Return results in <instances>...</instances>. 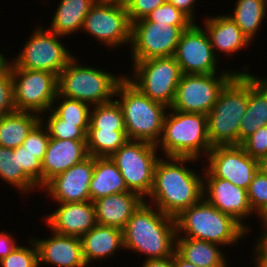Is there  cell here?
<instances>
[{
  "label": "cell",
  "mask_w": 267,
  "mask_h": 267,
  "mask_svg": "<svg viewBox=\"0 0 267 267\" xmlns=\"http://www.w3.org/2000/svg\"><path fill=\"white\" fill-rule=\"evenodd\" d=\"M197 161L190 157H160L155 165L154 184L147 203L174 218L198 203L203 198V176L186 166Z\"/></svg>",
  "instance_id": "obj_1"
},
{
  "label": "cell",
  "mask_w": 267,
  "mask_h": 267,
  "mask_svg": "<svg viewBox=\"0 0 267 267\" xmlns=\"http://www.w3.org/2000/svg\"><path fill=\"white\" fill-rule=\"evenodd\" d=\"M174 217L144 201L123 229L124 249L145 255L146 259L173 256L176 249ZM141 253V254H140Z\"/></svg>",
  "instance_id": "obj_2"
},
{
  "label": "cell",
  "mask_w": 267,
  "mask_h": 267,
  "mask_svg": "<svg viewBox=\"0 0 267 267\" xmlns=\"http://www.w3.org/2000/svg\"><path fill=\"white\" fill-rule=\"evenodd\" d=\"M174 219L177 237L204 240L219 244L221 248L236 246L250 233L234 217L221 212L204 198L182 210Z\"/></svg>",
  "instance_id": "obj_3"
},
{
  "label": "cell",
  "mask_w": 267,
  "mask_h": 267,
  "mask_svg": "<svg viewBox=\"0 0 267 267\" xmlns=\"http://www.w3.org/2000/svg\"><path fill=\"white\" fill-rule=\"evenodd\" d=\"M115 97H119L115 100L123 111L128 140L157 145L162 136L164 118L169 108L145 96L126 77L117 85Z\"/></svg>",
  "instance_id": "obj_4"
},
{
  "label": "cell",
  "mask_w": 267,
  "mask_h": 267,
  "mask_svg": "<svg viewBox=\"0 0 267 267\" xmlns=\"http://www.w3.org/2000/svg\"><path fill=\"white\" fill-rule=\"evenodd\" d=\"M248 106V73H236L207 114L211 147L239 145V127Z\"/></svg>",
  "instance_id": "obj_5"
},
{
  "label": "cell",
  "mask_w": 267,
  "mask_h": 267,
  "mask_svg": "<svg viewBox=\"0 0 267 267\" xmlns=\"http://www.w3.org/2000/svg\"><path fill=\"white\" fill-rule=\"evenodd\" d=\"M163 156L202 159L212 147L208 138L207 115L168 109L162 136L156 145Z\"/></svg>",
  "instance_id": "obj_6"
},
{
  "label": "cell",
  "mask_w": 267,
  "mask_h": 267,
  "mask_svg": "<svg viewBox=\"0 0 267 267\" xmlns=\"http://www.w3.org/2000/svg\"><path fill=\"white\" fill-rule=\"evenodd\" d=\"M124 77V74L120 76L83 65L76 56L58 74V95L79 100L91 107L106 104L114 100L117 85Z\"/></svg>",
  "instance_id": "obj_7"
},
{
  "label": "cell",
  "mask_w": 267,
  "mask_h": 267,
  "mask_svg": "<svg viewBox=\"0 0 267 267\" xmlns=\"http://www.w3.org/2000/svg\"><path fill=\"white\" fill-rule=\"evenodd\" d=\"M133 71L125 77L151 100L171 107L182 72L174 56L131 61ZM129 75V76H128Z\"/></svg>",
  "instance_id": "obj_8"
},
{
  "label": "cell",
  "mask_w": 267,
  "mask_h": 267,
  "mask_svg": "<svg viewBox=\"0 0 267 267\" xmlns=\"http://www.w3.org/2000/svg\"><path fill=\"white\" fill-rule=\"evenodd\" d=\"M155 144L128 140L110 159L124 178L127 189L147 201L154 184V169L160 158Z\"/></svg>",
  "instance_id": "obj_9"
},
{
  "label": "cell",
  "mask_w": 267,
  "mask_h": 267,
  "mask_svg": "<svg viewBox=\"0 0 267 267\" xmlns=\"http://www.w3.org/2000/svg\"><path fill=\"white\" fill-rule=\"evenodd\" d=\"M63 36L57 35L41 25L35 27L29 40L23 44L21 52L12 60L10 68L42 70L58 74L75 57L61 43Z\"/></svg>",
  "instance_id": "obj_10"
},
{
  "label": "cell",
  "mask_w": 267,
  "mask_h": 267,
  "mask_svg": "<svg viewBox=\"0 0 267 267\" xmlns=\"http://www.w3.org/2000/svg\"><path fill=\"white\" fill-rule=\"evenodd\" d=\"M16 110L38 114L52 108L58 94V76L42 70L10 68Z\"/></svg>",
  "instance_id": "obj_11"
},
{
  "label": "cell",
  "mask_w": 267,
  "mask_h": 267,
  "mask_svg": "<svg viewBox=\"0 0 267 267\" xmlns=\"http://www.w3.org/2000/svg\"><path fill=\"white\" fill-rule=\"evenodd\" d=\"M189 26L140 19L131 24L130 53L132 61L174 56L183 30Z\"/></svg>",
  "instance_id": "obj_12"
},
{
  "label": "cell",
  "mask_w": 267,
  "mask_h": 267,
  "mask_svg": "<svg viewBox=\"0 0 267 267\" xmlns=\"http://www.w3.org/2000/svg\"><path fill=\"white\" fill-rule=\"evenodd\" d=\"M235 74H182L170 109L207 115L222 88Z\"/></svg>",
  "instance_id": "obj_13"
},
{
  "label": "cell",
  "mask_w": 267,
  "mask_h": 267,
  "mask_svg": "<svg viewBox=\"0 0 267 267\" xmlns=\"http://www.w3.org/2000/svg\"><path fill=\"white\" fill-rule=\"evenodd\" d=\"M174 57L182 74L251 73L247 71L249 69L247 64L242 72L231 69L230 71L222 69V72H218L220 58L215 55L205 29L196 23L183 30Z\"/></svg>",
  "instance_id": "obj_14"
},
{
  "label": "cell",
  "mask_w": 267,
  "mask_h": 267,
  "mask_svg": "<svg viewBox=\"0 0 267 267\" xmlns=\"http://www.w3.org/2000/svg\"><path fill=\"white\" fill-rule=\"evenodd\" d=\"M205 161L203 178H222L245 190L259 170V160L250 157L241 145L212 147Z\"/></svg>",
  "instance_id": "obj_15"
},
{
  "label": "cell",
  "mask_w": 267,
  "mask_h": 267,
  "mask_svg": "<svg viewBox=\"0 0 267 267\" xmlns=\"http://www.w3.org/2000/svg\"><path fill=\"white\" fill-rule=\"evenodd\" d=\"M109 49L131 42V22L126 8L96 2L84 19L82 30Z\"/></svg>",
  "instance_id": "obj_16"
},
{
  "label": "cell",
  "mask_w": 267,
  "mask_h": 267,
  "mask_svg": "<svg viewBox=\"0 0 267 267\" xmlns=\"http://www.w3.org/2000/svg\"><path fill=\"white\" fill-rule=\"evenodd\" d=\"M95 165V157L88 156L65 172L50 179L41 190L46 191L57 203L90 201L89 186Z\"/></svg>",
  "instance_id": "obj_17"
},
{
  "label": "cell",
  "mask_w": 267,
  "mask_h": 267,
  "mask_svg": "<svg viewBox=\"0 0 267 267\" xmlns=\"http://www.w3.org/2000/svg\"><path fill=\"white\" fill-rule=\"evenodd\" d=\"M203 198L223 213L231 215L248 231L245 218L256 214L249 203L247 190L222 178H203Z\"/></svg>",
  "instance_id": "obj_18"
},
{
  "label": "cell",
  "mask_w": 267,
  "mask_h": 267,
  "mask_svg": "<svg viewBox=\"0 0 267 267\" xmlns=\"http://www.w3.org/2000/svg\"><path fill=\"white\" fill-rule=\"evenodd\" d=\"M58 204L55 211L44 216L43 221L50 230L63 235L81 237L97 224L92 201Z\"/></svg>",
  "instance_id": "obj_19"
},
{
  "label": "cell",
  "mask_w": 267,
  "mask_h": 267,
  "mask_svg": "<svg viewBox=\"0 0 267 267\" xmlns=\"http://www.w3.org/2000/svg\"><path fill=\"white\" fill-rule=\"evenodd\" d=\"M46 238H34L38 248L39 267L41 264L55 267H87L83 257L80 237L50 231Z\"/></svg>",
  "instance_id": "obj_20"
},
{
  "label": "cell",
  "mask_w": 267,
  "mask_h": 267,
  "mask_svg": "<svg viewBox=\"0 0 267 267\" xmlns=\"http://www.w3.org/2000/svg\"><path fill=\"white\" fill-rule=\"evenodd\" d=\"M88 156L86 141L50 138L42 160V187L54 176L82 162Z\"/></svg>",
  "instance_id": "obj_21"
},
{
  "label": "cell",
  "mask_w": 267,
  "mask_h": 267,
  "mask_svg": "<svg viewBox=\"0 0 267 267\" xmlns=\"http://www.w3.org/2000/svg\"><path fill=\"white\" fill-rule=\"evenodd\" d=\"M203 25L218 58L221 57L220 54H224V57L227 54L226 56L230 58V55L232 57L252 45L249 38L228 15L219 14V16L203 18Z\"/></svg>",
  "instance_id": "obj_22"
},
{
  "label": "cell",
  "mask_w": 267,
  "mask_h": 267,
  "mask_svg": "<svg viewBox=\"0 0 267 267\" xmlns=\"http://www.w3.org/2000/svg\"><path fill=\"white\" fill-rule=\"evenodd\" d=\"M145 201L131 191L108 195L93 201L97 224L124 229L134 212Z\"/></svg>",
  "instance_id": "obj_23"
},
{
  "label": "cell",
  "mask_w": 267,
  "mask_h": 267,
  "mask_svg": "<svg viewBox=\"0 0 267 267\" xmlns=\"http://www.w3.org/2000/svg\"><path fill=\"white\" fill-rule=\"evenodd\" d=\"M80 240L87 266L98 260L106 261V258L114 257L117 250L124 249L123 230L113 226L96 224Z\"/></svg>",
  "instance_id": "obj_24"
},
{
  "label": "cell",
  "mask_w": 267,
  "mask_h": 267,
  "mask_svg": "<svg viewBox=\"0 0 267 267\" xmlns=\"http://www.w3.org/2000/svg\"><path fill=\"white\" fill-rule=\"evenodd\" d=\"M263 126H267V77L248 73V106L240 121L239 145Z\"/></svg>",
  "instance_id": "obj_25"
},
{
  "label": "cell",
  "mask_w": 267,
  "mask_h": 267,
  "mask_svg": "<svg viewBox=\"0 0 267 267\" xmlns=\"http://www.w3.org/2000/svg\"><path fill=\"white\" fill-rule=\"evenodd\" d=\"M221 245L188 237H176L175 252L197 267H229Z\"/></svg>",
  "instance_id": "obj_26"
},
{
  "label": "cell",
  "mask_w": 267,
  "mask_h": 267,
  "mask_svg": "<svg viewBox=\"0 0 267 267\" xmlns=\"http://www.w3.org/2000/svg\"><path fill=\"white\" fill-rule=\"evenodd\" d=\"M95 3L96 0H60L48 29L63 37L81 32L84 19Z\"/></svg>",
  "instance_id": "obj_27"
},
{
  "label": "cell",
  "mask_w": 267,
  "mask_h": 267,
  "mask_svg": "<svg viewBox=\"0 0 267 267\" xmlns=\"http://www.w3.org/2000/svg\"><path fill=\"white\" fill-rule=\"evenodd\" d=\"M129 191L116 164L108 157H95L89 186L90 201Z\"/></svg>",
  "instance_id": "obj_28"
},
{
  "label": "cell",
  "mask_w": 267,
  "mask_h": 267,
  "mask_svg": "<svg viewBox=\"0 0 267 267\" xmlns=\"http://www.w3.org/2000/svg\"><path fill=\"white\" fill-rule=\"evenodd\" d=\"M38 114L14 110L0 117V146L15 149L40 121Z\"/></svg>",
  "instance_id": "obj_29"
},
{
  "label": "cell",
  "mask_w": 267,
  "mask_h": 267,
  "mask_svg": "<svg viewBox=\"0 0 267 267\" xmlns=\"http://www.w3.org/2000/svg\"><path fill=\"white\" fill-rule=\"evenodd\" d=\"M232 14H227L241 29V31L254 41L255 35L265 18H267V0H236Z\"/></svg>",
  "instance_id": "obj_30"
},
{
  "label": "cell",
  "mask_w": 267,
  "mask_h": 267,
  "mask_svg": "<svg viewBox=\"0 0 267 267\" xmlns=\"http://www.w3.org/2000/svg\"><path fill=\"white\" fill-rule=\"evenodd\" d=\"M17 188L22 194L40 189L19 167L18 154L13 149L0 146V180Z\"/></svg>",
  "instance_id": "obj_31"
},
{
  "label": "cell",
  "mask_w": 267,
  "mask_h": 267,
  "mask_svg": "<svg viewBox=\"0 0 267 267\" xmlns=\"http://www.w3.org/2000/svg\"><path fill=\"white\" fill-rule=\"evenodd\" d=\"M127 141L126 131L88 129L87 152L93 157L110 158Z\"/></svg>",
  "instance_id": "obj_32"
},
{
  "label": "cell",
  "mask_w": 267,
  "mask_h": 267,
  "mask_svg": "<svg viewBox=\"0 0 267 267\" xmlns=\"http://www.w3.org/2000/svg\"><path fill=\"white\" fill-rule=\"evenodd\" d=\"M88 129L126 131L123 111L115 100L91 107Z\"/></svg>",
  "instance_id": "obj_33"
},
{
  "label": "cell",
  "mask_w": 267,
  "mask_h": 267,
  "mask_svg": "<svg viewBox=\"0 0 267 267\" xmlns=\"http://www.w3.org/2000/svg\"><path fill=\"white\" fill-rule=\"evenodd\" d=\"M51 109L65 122L89 127L91 106L87 103L57 94Z\"/></svg>",
  "instance_id": "obj_34"
},
{
  "label": "cell",
  "mask_w": 267,
  "mask_h": 267,
  "mask_svg": "<svg viewBox=\"0 0 267 267\" xmlns=\"http://www.w3.org/2000/svg\"><path fill=\"white\" fill-rule=\"evenodd\" d=\"M48 113L49 115H45ZM41 116V121L47 127L52 139L87 141L89 127H78L77 123L65 122L52 109ZM45 116L46 119L44 118Z\"/></svg>",
  "instance_id": "obj_35"
},
{
  "label": "cell",
  "mask_w": 267,
  "mask_h": 267,
  "mask_svg": "<svg viewBox=\"0 0 267 267\" xmlns=\"http://www.w3.org/2000/svg\"><path fill=\"white\" fill-rule=\"evenodd\" d=\"M30 247L18 245L9 255L0 260L1 267H39L38 248L34 238H28Z\"/></svg>",
  "instance_id": "obj_36"
},
{
  "label": "cell",
  "mask_w": 267,
  "mask_h": 267,
  "mask_svg": "<svg viewBox=\"0 0 267 267\" xmlns=\"http://www.w3.org/2000/svg\"><path fill=\"white\" fill-rule=\"evenodd\" d=\"M247 193L252 211L259 217L267 208V175L258 170Z\"/></svg>",
  "instance_id": "obj_37"
},
{
  "label": "cell",
  "mask_w": 267,
  "mask_h": 267,
  "mask_svg": "<svg viewBox=\"0 0 267 267\" xmlns=\"http://www.w3.org/2000/svg\"><path fill=\"white\" fill-rule=\"evenodd\" d=\"M146 18L149 21L167 23L174 26H190L193 23L168 1L155 8Z\"/></svg>",
  "instance_id": "obj_38"
},
{
  "label": "cell",
  "mask_w": 267,
  "mask_h": 267,
  "mask_svg": "<svg viewBox=\"0 0 267 267\" xmlns=\"http://www.w3.org/2000/svg\"><path fill=\"white\" fill-rule=\"evenodd\" d=\"M49 140L50 136L47 127H44V124L40 120L28 133L27 138L21 146L25 150L37 154V158L42 162Z\"/></svg>",
  "instance_id": "obj_39"
},
{
  "label": "cell",
  "mask_w": 267,
  "mask_h": 267,
  "mask_svg": "<svg viewBox=\"0 0 267 267\" xmlns=\"http://www.w3.org/2000/svg\"><path fill=\"white\" fill-rule=\"evenodd\" d=\"M18 154L19 167L40 188H42V162L37 154L25 150L22 146L13 149Z\"/></svg>",
  "instance_id": "obj_40"
},
{
  "label": "cell",
  "mask_w": 267,
  "mask_h": 267,
  "mask_svg": "<svg viewBox=\"0 0 267 267\" xmlns=\"http://www.w3.org/2000/svg\"><path fill=\"white\" fill-rule=\"evenodd\" d=\"M241 146L252 158L260 160L267 156V126L258 128L247 137Z\"/></svg>",
  "instance_id": "obj_41"
},
{
  "label": "cell",
  "mask_w": 267,
  "mask_h": 267,
  "mask_svg": "<svg viewBox=\"0 0 267 267\" xmlns=\"http://www.w3.org/2000/svg\"><path fill=\"white\" fill-rule=\"evenodd\" d=\"M165 2L167 0H129L126 11L131 24L146 18L155 8Z\"/></svg>",
  "instance_id": "obj_42"
},
{
  "label": "cell",
  "mask_w": 267,
  "mask_h": 267,
  "mask_svg": "<svg viewBox=\"0 0 267 267\" xmlns=\"http://www.w3.org/2000/svg\"><path fill=\"white\" fill-rule=\"evenodd\" d=\"M16 110L11 71L0 77V117Z\"/></svg>",
  "instance_id": "obj_43"
},
{
  "label": "cell",
  "mask_w": 267,
  "mask_h": 267,
  "mask_svg": "<svg viewBox=\"0 0 267 267\" xmlns=\"http://www.w3.org/2000/svg\"><path fill=\"white\" fill-rule=\"evenodd\" d=\"M255 241L254 252L252 251L253 267H267V235H259Z\"/></svg>",
  "instance_id": "obj_44"
},
{
  "label": "cell",
  "mask_w": 267,
  "mask_h": 267,
  "mask_svg": "<svg viewBox=\"0 0 267 267\" xmlns=\"http://www.w3.org/2000/svg\"><path fill=\"white\" fill-rule=\"evenodd\" d=\"M175 8L184 13L193 23H197L195 20V7L197 0H167Z\"/></svg>",
  "instance_id": "obj_45"
},
{
  "label": "cell",
  "mask_w": 267,
  "mask_h": 267,
  "mask_svg": "<svg viewBox=\"0 0 267 267\" xmlns=\"http://www.w3.org/2000/svg\"><path fill=\"white\" fill-rule=\"evenodd\" d=\"M17 246V241L10 233L0 232V260L9 255Z\"/></svg>",
  "instance_id": "obj_46"
},
{
  "label": "cell",
  "mask_w": 267,
  "mask_h": 267,
  "mask_svg": "<svg viewBox=\"0 0 267 267\" xmlns=\"http://www.w3.org/2000/svg\"><path fill=\"white\" fill-rule=\"evenodd\" d=\"M141 267H173V256L156 259H145Z\"/></svg>",
  "instance_id": "obj_47"
},
{
  "label": "cell",
  "mask_w": 267,
  "mask_h": 267,
  "mask_svg": "<svg viewBox=\"0 0 267 267\" xmlns=\"http://www.w3.org/2000/svg\"><path fill=\"white\" fill-rule=\"evenodd\" d=\"M6 57L2 52L0 51V77L7 74L10 71V67L12 64V61L9 60V58Z\"/></svg>",
  "instance_id": "obj_48"
},
{
  "label": "cell",
  "mask_w": 267,
  "mask_h": 267,
  "mask_svg": "<svg viewBox=\"0 0 267 267\" xmlns=\"http://www.w3.org/2000/svg\"><path fill=\"white\" fill-rule=\"evenodd\" d=\"M173 267H197L181 258L176 252L173 254Z\"/></svg>",
  "instance_id": "obj_49"
},
{
  "label": "cell",
  "mask_w": 267,
  "mask_h": 267,
  "mask_svg": "<svg viewBox=\"0 0 267 267\" xmlns=\"http://www.w3.org/2000/svg\"><path fill=\"white\" fill-rule=\"evenodd\" d=\"M96 2L107 5H115L126 8L129 0H96Z\"/></svg>",
  "instance_id": "obj_50"
},
{
  "label": "cell",
  "mask_w": 267,
  "mask_h": 267,
  "mask_svg": "<svg viewBox=\"0 0 267 267\" xmlns=\"http://www.w3.org/2000/svg\"><path fill=\"white\" fill-rule=\"evenodd\" d=\"M261 222V226H263L260 235H267V208L263 211V213L258 217Z\"/></svg>",
  "instance_id": "obj_51"
},
{
  "label": "cell",
  "mask_w": 267,
  "mask_h": 267,
  "mask_svg": "<svg viewBox=\"0 0 267 267\" xmlns=\"http://www.w3.org/2000/svg\"><path fill=\"white\" fill-rule=\"evenodd\" d=\"M259 170L267 175V156L259 160Z\"/></svg>",
  "instance_id": "obj_52"
}]
</instances>
